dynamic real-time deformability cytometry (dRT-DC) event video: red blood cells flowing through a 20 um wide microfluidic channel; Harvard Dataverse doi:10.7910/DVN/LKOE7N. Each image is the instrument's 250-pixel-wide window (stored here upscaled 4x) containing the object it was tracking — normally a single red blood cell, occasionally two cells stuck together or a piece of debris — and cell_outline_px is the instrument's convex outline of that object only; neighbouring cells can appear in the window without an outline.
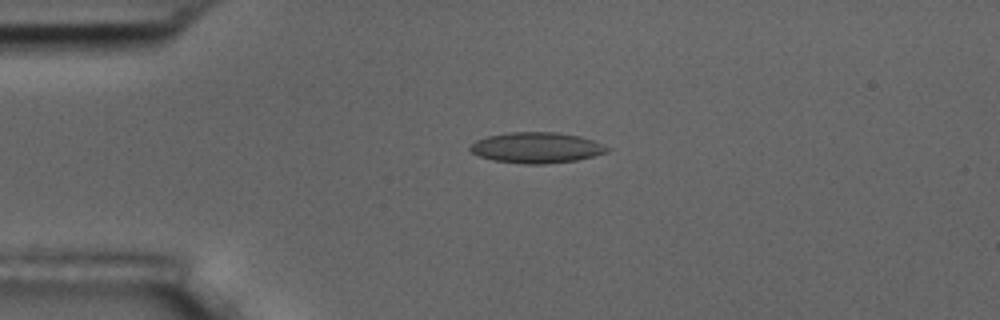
{"species": "common noctule bat (a hibernating species)", "species_latin": "Nyctalus noctula", "temperature_condition": "room temperature", "stored_images_in_passage": 2, "camera_frame_rate_fps": 3000, "um_per_image_px": 0.085, "animal": {"sex": "male", "body_mass_g": 17.5, "forearm_length_mm": 52.3}, "frame": {"image": 1, "passage_image": 1, "time_ms": 0.0, "image_size_px": [1000, 320], "cell_outline_px": [[612, 148], [608, 152], [576, 160], [544, 164], [524, 164], [492, 160], [480, 156], [472, 152], [468, 148], [476, 140], [488, 136], [508, 132], [556, 132], [580, 136], [592, 140]], "centroid_in_image_um": [45.61, 12.55], "position_along_channel_um": 39.4, "area_um2": 24.51}}